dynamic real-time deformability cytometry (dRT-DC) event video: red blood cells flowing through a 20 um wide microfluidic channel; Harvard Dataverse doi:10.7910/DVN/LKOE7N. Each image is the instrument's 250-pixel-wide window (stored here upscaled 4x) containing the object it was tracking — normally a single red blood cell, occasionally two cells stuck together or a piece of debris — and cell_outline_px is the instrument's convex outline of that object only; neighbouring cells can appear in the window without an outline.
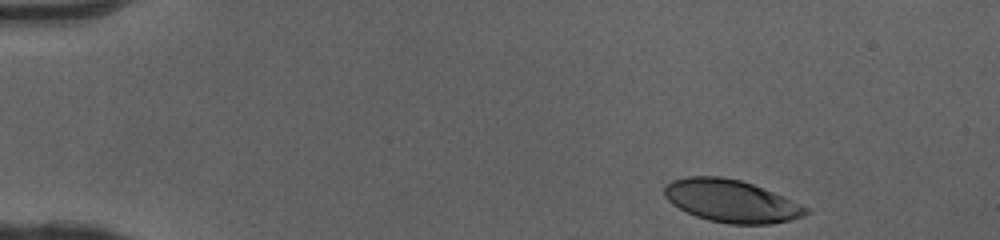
{"species": "human", "species_latin": "Homo sapiens", "temperature_condition": "cold", "stored_images_in_passage": 45, "camera_frame_rate_fps": 3000, "um_per_image_px": 0.085, "donor": {"sex": "female"}, "frame": {"image": 1, "passage_image": 1, "time_ms": 0.0, "image_size_px": [1000, 240], "cell_outline_px": [[812, 212], [804, 216], [792, 220], [772, 224], [728, 224], [708, 220], [696, 216], [672, 204], [664, 196], [664, 188], [672, 180], [688, 176], [720, 176], [740, 180], [752, 184], [772, 192], [808, 208]], "centroid_in_image_um": [62.16, 17.1], "position_along_channel_um": 22.8, "area_um2": 34.85}}
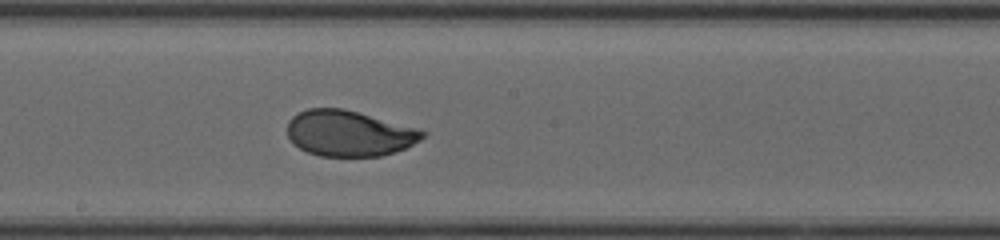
{"frame": {"image": 2, "passage_image": 23, "time_ms": 7.333, "image_size_px": [1000, 240], "cell_outline_px": [[428, 132], [420, 140], [404, 148], [380, 156], [320, 156], [308, 152], [300, 148], [288, 136], [288, 120], [292, 116], [308, 108], [344, 108]], "centroid_in_image_um": [29.64, 11.33], "position_along_channel_um": 218.6, "area_um2": 35.55}}
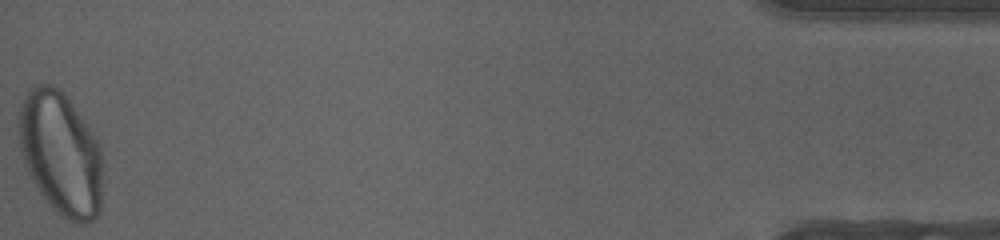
{"frame": {"image": 3, "passage_image": 45, "time_ms": 14.667, "image_size_px": [1000, 240], "cell_outline_px": [[104, 172], [100, 212], [92, 220], [84, 224], [76, 224], [68, 220], [56, 212], [52, 208], [40, 192], [32, 180], [24, 164], [20, 152], [20, 104], [24, 96], [32, 84], [52, 84], [68, 96], [96, 136], [100, 148], [104, 168]], "centroid_in_image_um": [5.21, 13.05], "position_along_channel_um": 430.0, "area_um2": 61.27}, "authors_computed_cell_mechanics": {"area_um2": 36.6452, "velocity_mm_per_s": 4.0737, "shape_relaxation_time_tau1_ms": 4.0966, "shape_relaxation_time_tau2_ms": null, "deformation_change_tau1": 0.1773, "deformation_change_tau2": null}}